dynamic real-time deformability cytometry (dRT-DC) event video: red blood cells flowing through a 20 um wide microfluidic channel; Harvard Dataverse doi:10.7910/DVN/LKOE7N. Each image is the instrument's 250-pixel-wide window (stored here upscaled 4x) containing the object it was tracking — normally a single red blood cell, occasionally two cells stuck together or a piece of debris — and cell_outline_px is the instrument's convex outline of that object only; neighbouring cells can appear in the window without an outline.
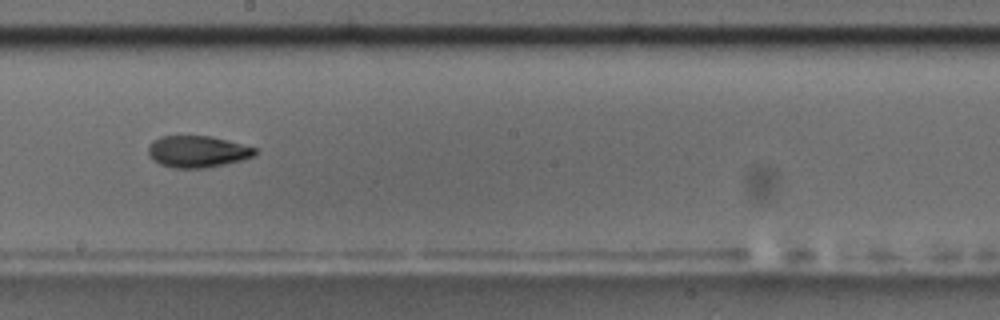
{"species": "common noctule bat (a hibernating species)", "species_latin": "Nyctalus noctula", "temperature_condition": "room temperature", "stored_images_in_passage": 11, "camera_frame_rate_fps": 3000, "um_per_image_px": 0.085, "animal": {"sex": "male", "body_mass_g": 17.5, "forearm_length_mm": 52.3}, "frame": {"image": 1, "passage_image": 10, "time_ms": 11.333, "image_size_px": [1000, 320], "cell_outline_px": [[256, 156], [224, 164], [204, 168], [172, 168], [160, 164], [152, 160], [148, 156], [148, 144], [152, 140], [160, 136], [208, 136], [256, 148]], "centroid_in_image_um": [16.71, 12.89], "position_along_channel_um": 231.5, "area_um2": 19.65}}
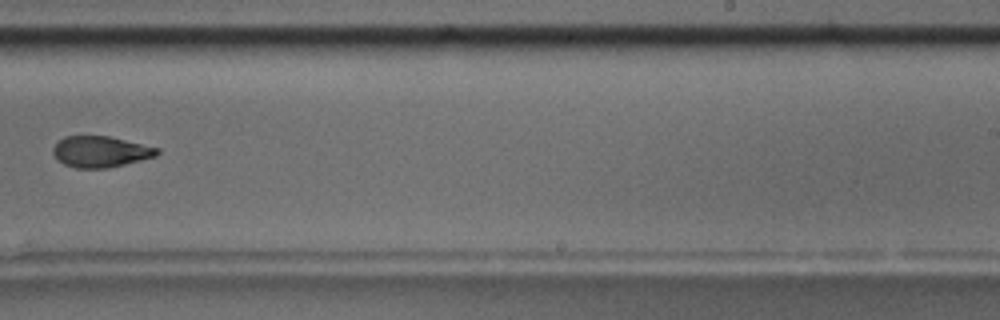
{"frame": {"image": 2, "passage_image": 11, "time_ms": 12.667, "image_size_px": [1000, 320], "cell_outline_px": [[160, 152], [156, 156], [108, 168], [76, 168], [64, 164], [56, 160], [52, 152], [52, 148], [56, 140], [64, 136], [108, 136], [160, 148]], "centroid_in_image_um": [8.49, 12.89], "position_along_channel_um": 280.5, "area_um2": 19.02}}